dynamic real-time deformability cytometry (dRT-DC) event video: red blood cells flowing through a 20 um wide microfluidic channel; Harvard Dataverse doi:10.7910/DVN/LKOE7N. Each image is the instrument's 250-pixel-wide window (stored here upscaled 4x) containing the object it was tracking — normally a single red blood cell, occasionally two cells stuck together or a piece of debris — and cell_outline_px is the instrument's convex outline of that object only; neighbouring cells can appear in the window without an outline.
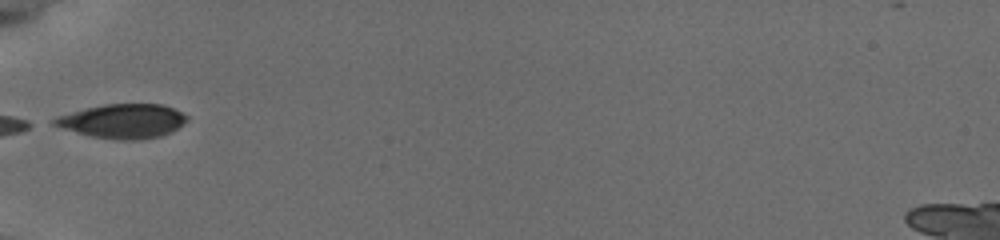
{"species": "common noctule bat (a hibernating species)", "species_latin": "Nyctalus noctula", "temperature_condition": "cold", "stored_images_in_passage": 18, "camera_frame_rate_fps": 3000, "um_per_image_px": 0.085, "animal": {"sex": "female", "body_mass_g": 19.5, "forearm_length_mm": 54.1}, "frame": {"image": 1, "passage_image": 1, "time_ms": 0.0, "image_size_px": [1000, 240], "cell_outline_px": [[188, 120], [172, 132], [160, 136], [136, 140], [120, 140], [92, 136], [64, 128], [52, 124], [52, 120], [60, 116], [88, 108], [104, 104], [160, 104], [172, 108], [188, 116]], "centroid_in_image_um": [10.5, 10.3], "position_along_channel_um": 74.5, "area_um2": 25.89}}
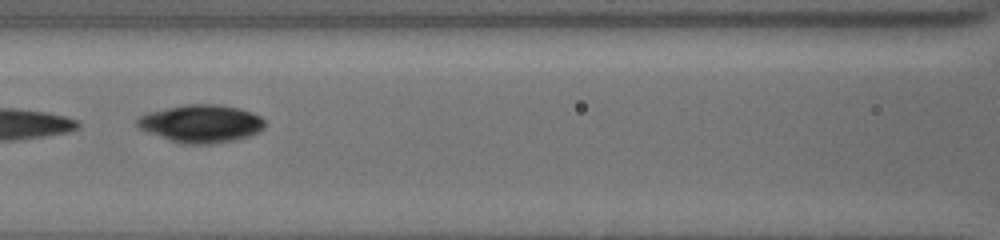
{"frame": {"image": 2, "passage_image": 6, "time_ms": 2.0, "image_size_px": [1000, 240], "cell_outline_px": [[264, 128], [248, 136], [236, 140], [216, 144], [184, 144], [148, 132], [140, 128], [136, 124], [136, 120], [140, 116], [148, 112], [184, 104], [220, 104], [252, 112], [260, 116], [264, 120]], "centroid_in_image_um": [17.1, 10.5], "position_along_channel_um": 149.5, "area_um2": 27.98}}
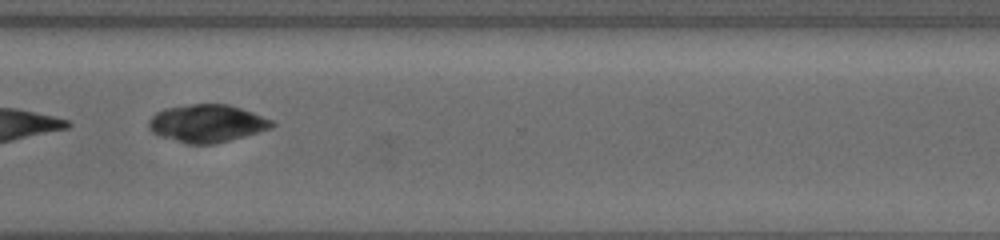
{"frame": {"image": 3, "passage_image": 13, "time_ms": 7.333, "image_size_px": [1000, 240], "cell_outline_px": [[276, 124], [272, 128], [244, 136], [212, 144], [188, 144], [160, 136], [152, 132], [148, 128], [148, 120], [156, 112], [164, 108], [192, 104], [228, 104], [252, 112], [272, 120]], "centroid_in_image_um": [17.57, 10.48], "position_along_channel_um": 353.0, "area_um2": 26.93}}